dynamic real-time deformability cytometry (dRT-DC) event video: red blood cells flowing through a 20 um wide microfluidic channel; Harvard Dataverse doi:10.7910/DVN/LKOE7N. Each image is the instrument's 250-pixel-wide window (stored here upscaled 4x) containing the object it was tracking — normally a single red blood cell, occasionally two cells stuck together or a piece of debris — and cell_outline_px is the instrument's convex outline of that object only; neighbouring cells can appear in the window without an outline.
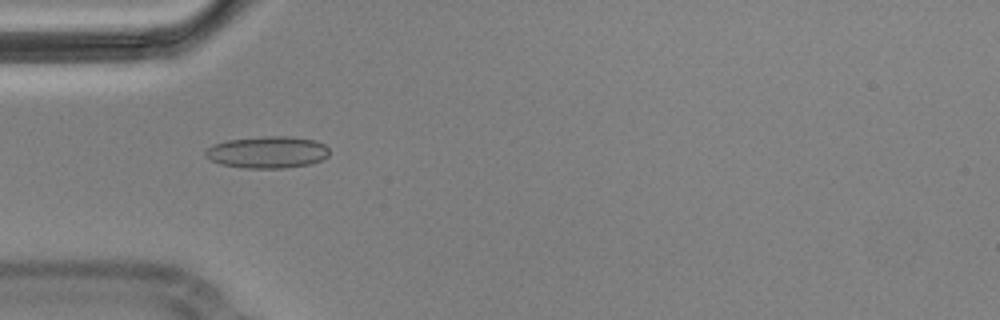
{"species": "Egyptian fruit bat (a non-hibernating species)", "species_latin": "Rousettus aegyptiacus", "temperature_condition": "cold", "stored_images_in_passage": 6, "camera_frame_rate_fps": 3000, "um_per_image_px": 0.085, "animal": {"sex": "male"}, "frame": {"image": 1, "passage_image": 1, "time_ms": 0.0, "image_size_px": [1000, 320], "cell_outline_px": [[328, 156], [320, 160], [308, 164], [284, 168], [244, 168], [220, 164], [204, 156], [204, 152], [208, 148], [216, 144], [228, 140], [264, 136], [292, 136], [316, 140], [324, 144], [328, 148]], "centroid_in_image_um": [22.74, 12.93], "position_along_channel_um": 62.3, "area_um2": 22.95}}
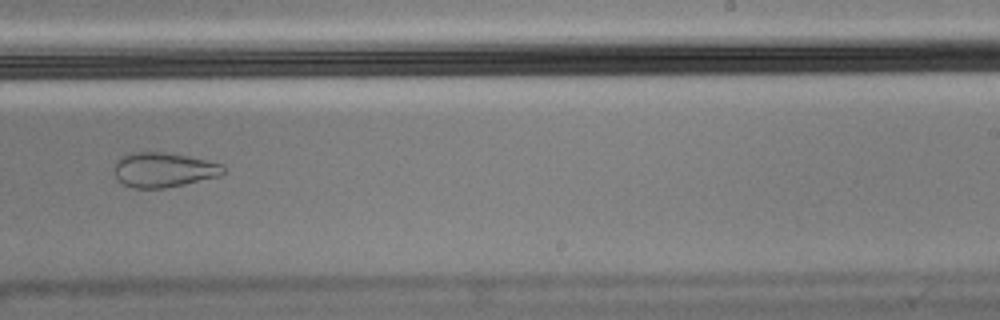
{"frame": {"image": 2, "passage_image": 6, "time_ms": 1.667, "image_size_px": [1000, 320], "cell_outline_px": [[224, 172], [220, 176], [184, 184], [164, 188], [132, 188], [124, 184], [116, 176], [116, 164], [120, 156], [128, 152], [164, 152], [188, 156], [208, 160], [220, 164], [224, 168]], "centroid_in_image_um": [13.91, 14.42], "position_along_channel_um": 275.1, "area_um2": 21.91}}